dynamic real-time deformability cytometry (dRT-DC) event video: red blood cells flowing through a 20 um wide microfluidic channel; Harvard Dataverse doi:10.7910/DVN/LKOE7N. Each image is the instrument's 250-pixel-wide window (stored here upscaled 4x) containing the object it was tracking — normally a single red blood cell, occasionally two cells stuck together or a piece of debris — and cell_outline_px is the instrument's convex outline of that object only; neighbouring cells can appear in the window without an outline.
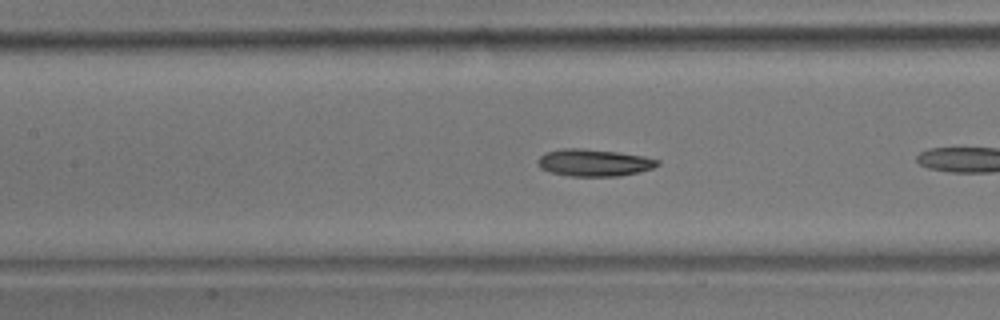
{"species": "common noctule bat (a hibernating species)", "species_latin": "Nyctalus noctula", "temperature_condition": "room temperature", "stored_images_in_passage": 10, "camera_frame_rate_fps": 3000, "um_per_image_px": 0.085, "animal": {"sex": "male", "body_mass_g": 17.9}, "frame": {"image": 1, "passage_image": 9, "time_ms": 2.667, "image_size_px": [1000, 320], "cell_outline_px": [[660, 164], [652, 168], [640, 172], [620, 176], [568, 176], [552, 172], [540, 168], [536, 164], [536, 160], [544, 152], [560, 148], [584, 148], [616, 152], [644, 156], [660, 160]], "centroid_in_image_um": [50.46, 13.82], "position_along_channel_um": 156.9, "area_um2": 19.13}}